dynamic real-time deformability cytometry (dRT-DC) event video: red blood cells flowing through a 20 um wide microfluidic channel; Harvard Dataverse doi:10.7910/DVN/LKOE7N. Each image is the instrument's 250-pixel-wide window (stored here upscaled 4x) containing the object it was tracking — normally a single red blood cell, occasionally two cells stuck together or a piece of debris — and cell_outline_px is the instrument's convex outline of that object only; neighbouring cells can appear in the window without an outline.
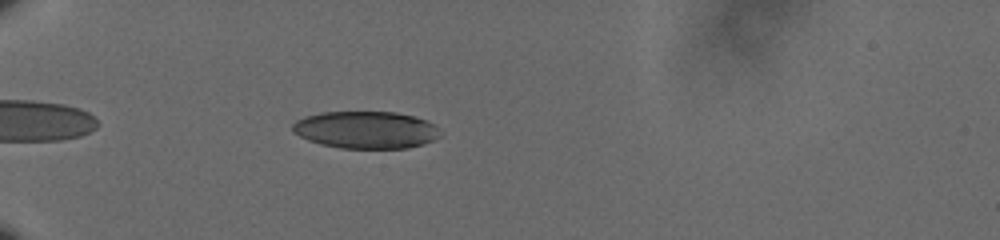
{"species": "human", "species_latin": "Homo sapiens", "temperature_condition": "cold", "stored_images_in_passage": 46, "camera_frame_rate_fps": 3000, "um_per_image_px": 0.085, "donor": {"sex": "male"}, "frame": {"image": 1, "passage_image": 6, "time_ms": 1.667, "image_size_px": [1000, 240], "cell_outline_px": [[444, 132], [440, 136], [424, 144], [408, 148], [340, 148], [320, 144], [308, 140], [292, 132], [292, 124], [296, 120], [304, 116], [320, 112], [396, 112], [428, 120], [440, 128]], "centroid_in_image_um": [31.12, 11.03], "position_along_channel_um": 53.9, "area_um2": 32.43}}
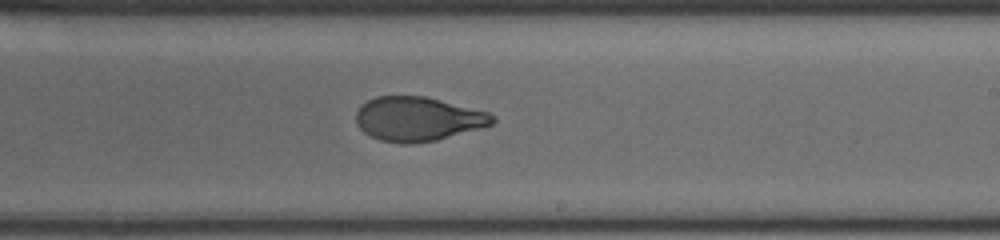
{"frame": {"image": 2, "passage_image": 25, "time_ms": 8.0, "image_size_px": [1000, 240], "cell_outline_px": [[496, 120], [492, 124], [480, 128], [436, 140], [412, 144], [400, 144], [380, 140], [364, 132], [356, 124], [356, 112], [360, 104], [376, 96], [424, 96], [492, 112], [496, 116]], "centroid_in_image_um": [35.53, 10.1], "position_along_channel_um": 253.5, "area_um2": 35.43}}
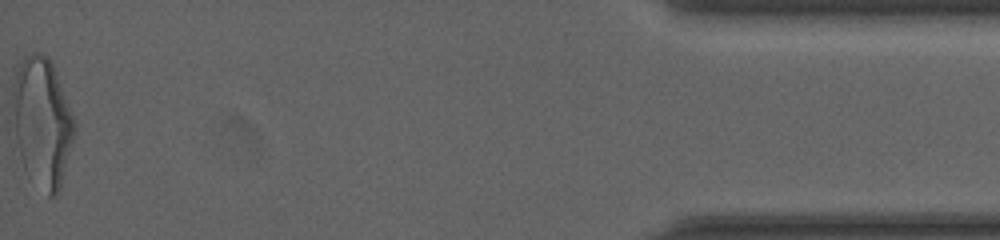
{"frame": {"image": 3, "passage_image": 46, "time_ms": 15.0, "image_size_px": [1000, 240], "cell_outline_px": [[76, 128], [60, 188], [56, 196], [48, 196], [24, 168], [20, 156], [16, 136], [12, 92], [12, 88], [16, 72], [20, 60], [24, 56], [32, 52], [40, 52], [48, 56], [56, 72], [76, 124]], "centroid_in_image_um": [3.59, 10.33], "position_along_channel_um": 431.6, "area_um2": 45.89}, "authors_computed_cell_mechanics": {"area_um2": 35.9227, "velocity_mm_per_s": 3.6177, "shape_relaxation_time_tau1_ms": 4.8709, "shape_relaxation_time_tau2_ms": 1.131, "deformation_change_tau1": 0.185, "deformation_change_tau2": 0.058}}